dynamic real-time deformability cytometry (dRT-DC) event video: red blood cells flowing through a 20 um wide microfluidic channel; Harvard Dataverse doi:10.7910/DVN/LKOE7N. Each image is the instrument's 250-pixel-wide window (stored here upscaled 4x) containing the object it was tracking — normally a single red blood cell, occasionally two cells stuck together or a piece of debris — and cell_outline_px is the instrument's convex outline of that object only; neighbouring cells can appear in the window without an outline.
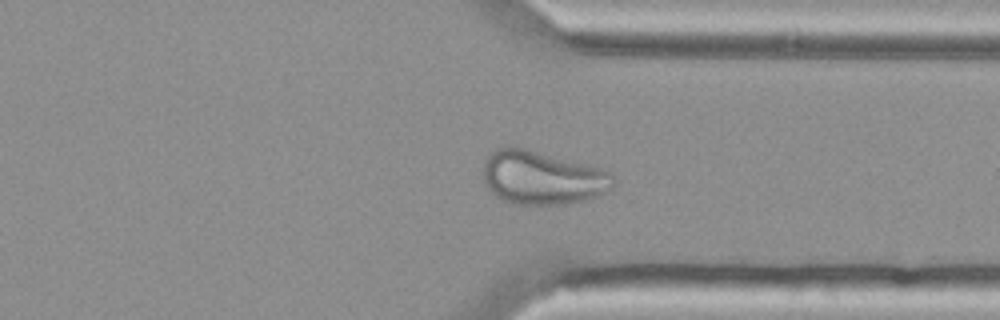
{"species": "Egyptian fruit bat (a non-hibernating species)", "species_latin": "Rousettus aegyptiacus", "temperature_condition": "cold", "stored_images_in_passage": 49, "camera_frame_rate_fps": 3000, "um_per_image_px": 0.085, "animal": {"sex": "female"}, "frame": {"image": 1, "passage_image": 35, "time_ms": 11.333, "image_size_px": [1000, 320], "cell_outline_px": [[616, 180], [612, 188], [596, 196], [564, 204], [508, 204], [500, 200], [484, 184], [484, 160], [496, 148], [508, 144], [512, 144], [600, 168], [616, 176]], "centroid_in_image_um": [46.04, 15.08], "position_along_channel_um": 365.4, "area_um2": 40.92}}